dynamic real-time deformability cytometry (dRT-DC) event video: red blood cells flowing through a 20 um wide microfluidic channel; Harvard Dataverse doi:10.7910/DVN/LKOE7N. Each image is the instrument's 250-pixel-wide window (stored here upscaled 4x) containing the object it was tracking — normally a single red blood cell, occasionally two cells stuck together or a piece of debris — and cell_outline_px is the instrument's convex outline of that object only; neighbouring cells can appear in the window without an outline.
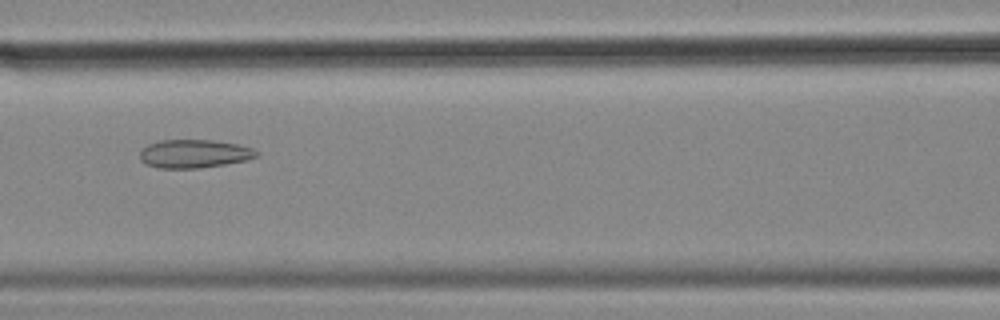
{"species": "common noctule bat (a hibernating species)", "species_latin": "Nyctalus noctula", "temperature_condition": "cold", "stored_images_in_passage": 40, "camera_frame_rate_fps": 3000, "um_per_image_px": 0.085, "animal": {"sex": "female", "body_mass_g": 18.4}, "frame": {"image": 1, "passage_image": 9, "time_ms": 2.667, "image_size_px": [1000, 320], "cell_outline_px": [[260, 152], [256, 156], [244, 160], [224, 164], [200, 168], [160, 168], [144, 164], [140, 160], [140, 148], [148, 144], [160, 140], [212, 140], [236, 144], [252, 148]], "centroid_in_image_um": [16.44, 13.06], "position_along_channel_um": 150.2, "area_um2": 19.25}}
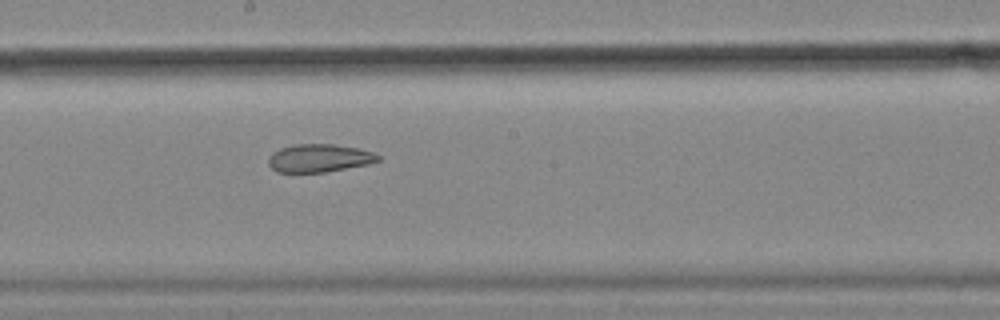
{"frame": {"image": 2, "passage_image": 15, "time_ms": 4.667, "image_size_px": [1000, 320], "cell_outline_px": [[380, 160], [368, 164], [324, 172], [276, 172], [268, 164], [268, 156], [272, 152], [280, 148], [292, 144], [332, 144], [360, 148], [372, 152], [380, 156]], "centroid_in_image_um": [27.1, 13.43], "position_along_channel_um": 221.1, "area_um2": 17.98}}
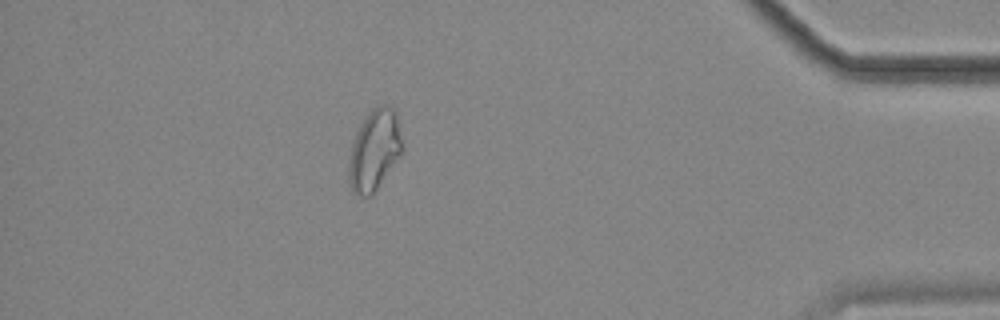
{"frame": {"image": 3, "passage_image": 34, "time_ms": 11.0, "image_size_px": [1000, 320], "cell_outline_px": [[404, 148], [400, 156], [376, 188], [368, 196], [356, 196], [352, 192], [348, 180], [348, 168], [352, 144], [356, 132], [364, 116], [376, 104], [392, 104], [396, 112]], "centroid_in_image_um": [31.83, 12.69], "position_along_channel_um": 403.4, "area_um2": 25.43}, "authors_computed_cell_mechanics": {"area_um2": 19.7387, "velocity_mm_per_s": 3.5659, "shape_relaxation_time_tau1_ms": null, "shape_relaxation_time_tau2_ms": 2.9677, "deformation_change_tau1": null, "deformation_change_tau2": 0.0947}}